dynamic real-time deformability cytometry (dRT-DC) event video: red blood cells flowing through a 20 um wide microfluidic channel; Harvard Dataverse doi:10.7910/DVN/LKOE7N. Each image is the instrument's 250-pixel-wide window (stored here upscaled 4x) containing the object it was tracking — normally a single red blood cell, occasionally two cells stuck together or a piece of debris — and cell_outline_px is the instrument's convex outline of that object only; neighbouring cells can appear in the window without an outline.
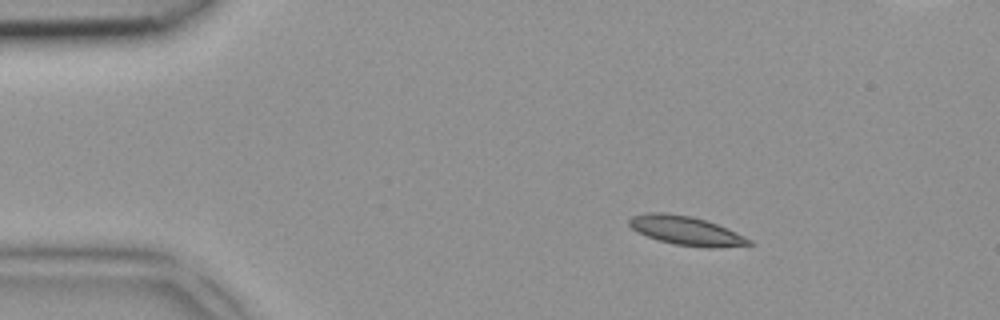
{"species": "common noctule bat (a hibernating species)", "species_latin": "Nyctalus noctula", "temperature_condition": "room temperature", "stored_images_in_passage": 6, "camera_frame_rate_fps": 3000, "um_per_image_px": 0.085, "animal": {"sex": "female", "body_mass_g": 18.4}, "frame": {"image": 1, "passage_image": 3, "time_ms": 0.667, "image_size_px": [1000, 320], "cell_outline_px": [[752, 244], [716, 248], [708, 248], [676, 244], [660, 240], [636, 232], [628, 224], [628, 220], [632, 216], [644, 212], [668, 212], [692, 216], [708, 220], [728, 228], [752, 240]], "centroid_in_image_um": [58.31, 19.58], "position_along_channel_um": 26.7, "area_um2": 20.4}}